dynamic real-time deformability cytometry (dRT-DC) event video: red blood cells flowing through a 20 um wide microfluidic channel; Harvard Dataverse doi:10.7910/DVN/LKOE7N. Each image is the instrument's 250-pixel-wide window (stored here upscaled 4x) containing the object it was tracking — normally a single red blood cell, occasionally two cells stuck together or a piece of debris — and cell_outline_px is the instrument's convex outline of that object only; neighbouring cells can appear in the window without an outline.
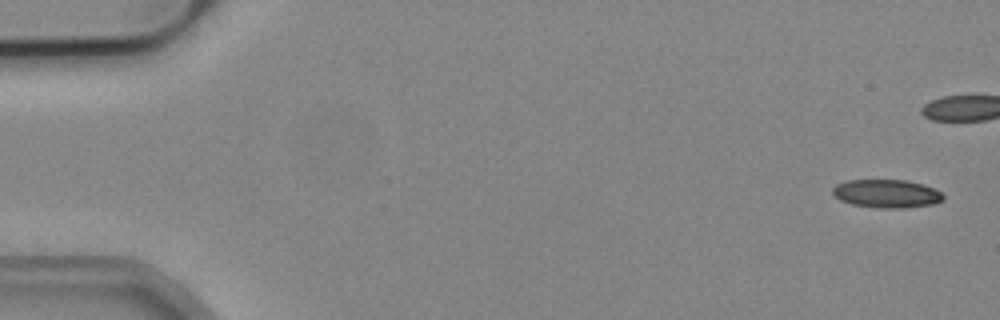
{"species": "common noctule bat (a hibernating species)", "species_latin": "Nyctalus noctula", "temperature_condition": "cold", "stored_images_in_passage": 5, "camera_frame_rate_fps": 3000, "um_per_image_px": 0.085, "animal": {"sex": "male", "body_mass_g": 19.2, "forearm_length_mm": 51.8}, "frame": {"image": 1, "passage_image": 1, "time_ms": 0.0, "image_size_px": [1000, 320], "cell_outline_px": [[944, 200], [936, 204], [904, 208], [876, 208], [852, 204], [840, 200], [832, 196], [832, 188], [836, 184], [848, 180], [908, 180], [924, 184], [940, 192], [944, 196]], "centroid_in_image_um": [75.36, 16.46], "position_along_channel_um": 9.6, "area_um2": 18.5}}